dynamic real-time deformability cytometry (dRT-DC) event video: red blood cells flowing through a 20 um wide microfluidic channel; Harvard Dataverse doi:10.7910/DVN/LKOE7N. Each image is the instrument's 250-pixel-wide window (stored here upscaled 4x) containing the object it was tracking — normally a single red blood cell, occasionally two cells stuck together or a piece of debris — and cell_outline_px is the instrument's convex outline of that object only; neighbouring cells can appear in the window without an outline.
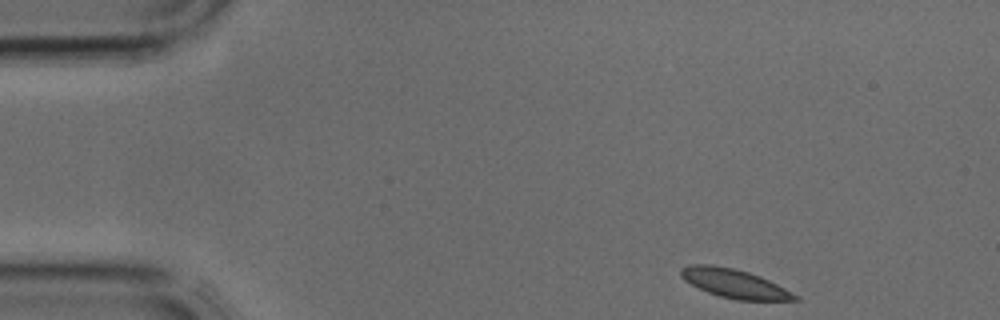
{"species": "common noctule bat (a hibernating species)", "species_latin": "Nyctalus noctula", "temperature_condition": "cold", "stored_images_in_passage": 5, "camera_frame_rate_fps": 3000, "um_per_image_px": 0.085, "animal": {"sex": "male", "body_mass_g": 17.9, "forearm_length_mm": 54.2}, "frame": {"image": 1, "passage_image": 1, "time_ms": 0.0, "image_size_px": [1000, 320], "cell_outline_px": [[800, 300], [736, 300], [720, 296], [708, 292], [684, 280], [680, 276], [680, 268], [692, 264], [708, 264], [732, 268], [748, 272], [760, 276], [800, 296]], "centroid_in_image_um": [62.42, 24.1], "position_along_channel_um": 22.6, "area_um2": 18.96}}
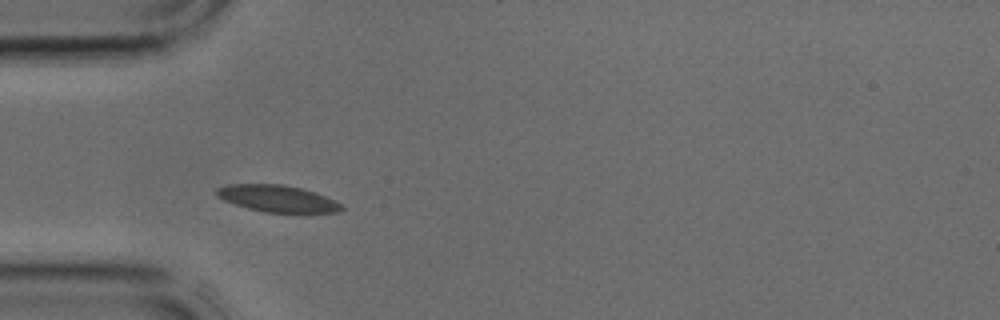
{"frame": {"image": 2, "passage_image": 3, "time_ms": 0.667, "image_size_px": [1000, 320], "cell_outline_px": [[344, 208], [340, 212], [300, 216], [264, 212], [248, 208], [224, 200], [216, 196], [216, 188], [228, 184], [284, 184], [300, 188], [336, 200]], "centroid_in_image_um": [23.66, 16.94], "position_along_channel_um": 61.3, "area_um2": 20.35}}